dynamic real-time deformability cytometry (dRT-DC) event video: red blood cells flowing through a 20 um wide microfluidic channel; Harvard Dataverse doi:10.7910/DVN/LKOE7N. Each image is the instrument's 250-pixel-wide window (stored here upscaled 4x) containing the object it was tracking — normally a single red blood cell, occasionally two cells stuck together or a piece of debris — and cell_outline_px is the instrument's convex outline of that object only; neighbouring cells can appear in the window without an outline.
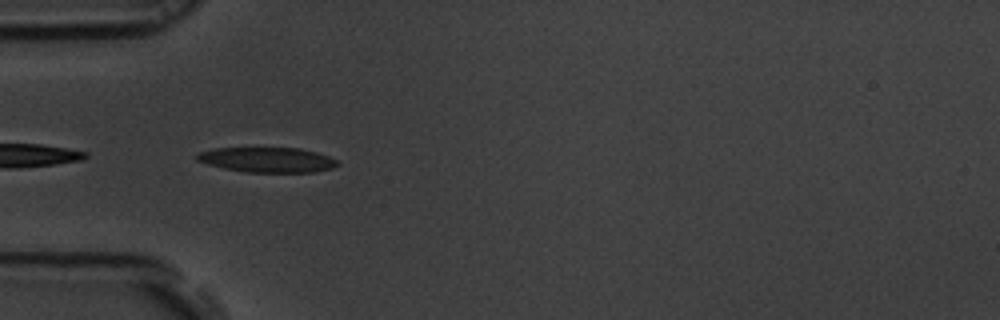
{"species": "common noctule bat (a hibernating species)", "species_latin": "Nyctalus noctula", "temperature_condition": "room temperature", "stored_images_in_passage": 15, "camera_frame_rate_fps": 3000, "um_per_image_px": 0.085, "animal": {"sex": "male", "body_mass_g": 19.5, "forearm_length_mm": 54.6}, "frame": {"image": 1, "passage_image": 1, "time_ms": 0.0, "image_size_px": [1000, 320], "cell_outline_px": [[340, 164], [332, 168], [312, 172], [248, 172], [224, 168], [208, 164], [196, 160], [196, 156], [200, 152], [212, 148], [300, 148], [316, 152], [328, 156], [336, 160]], "centroid_in_image_um": [22.72, 13.58], "position_along_channel_um": 62.3, "area_um2": 20.35}}
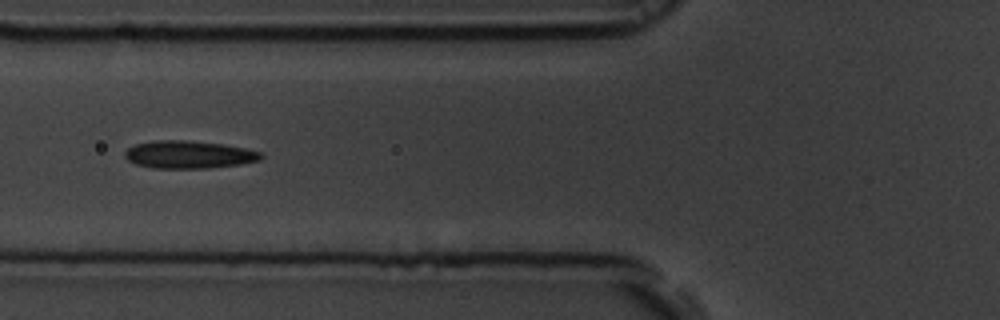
{"frame": {"image": 2, "passage_image": 5, "time_ms": 1.333, "image_size_px": [1000, 320], "cell_outline_px": [[264, 156], [260, 160], [240, 164], [208, 168], [152, 168], [136, 164], [128, 160], [124, 156], [124, 152], [128, 148], [136, 144], [152, 140], [184, 140], [224, 144], [244, 148], [260, 152]], "centroid_in_image_um": [16.03, 13.14], "position_along_channel_um": 109.8, "area_um2": 21.96}}